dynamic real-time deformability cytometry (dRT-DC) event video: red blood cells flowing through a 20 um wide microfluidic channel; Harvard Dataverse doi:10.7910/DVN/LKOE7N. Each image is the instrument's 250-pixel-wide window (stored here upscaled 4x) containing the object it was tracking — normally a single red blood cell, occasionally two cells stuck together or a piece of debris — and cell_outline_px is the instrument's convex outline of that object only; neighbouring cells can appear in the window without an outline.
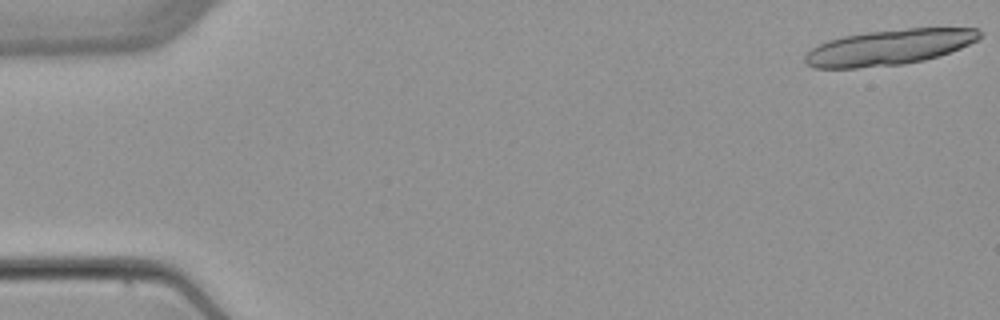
{"species": "common noctule bat (a hibernating species)", "species_latin": "Nyctalus noctula", "temperature_condition": "warm", "stored_images_in_passage": 5, "camera_frame_rate_fps": 3000, "um_per_image_px": 0.085, "animal": {"sex": "female", "body_mass_g": 22.7, "forearm_length_mm": 54.2}, "frame": {"image": 1, "passage_image": 1, "time_ms": 0.0, "image_size_px": [1000, 320], "cell_outline_px": [[984, 36], [960, 48], [940, 56], [924, 60], [904, 64], [856, 68], [812, 68], [804, 64], [804, 56], [812, 48], [828, 40], [844, 36], [868, 32], [908, 28], [976, 28], [984, 32]], "centroid_in_image_um": [75.59, 4.02], "position_along_channel_um": 9.4, "area_um2": 36.24}}
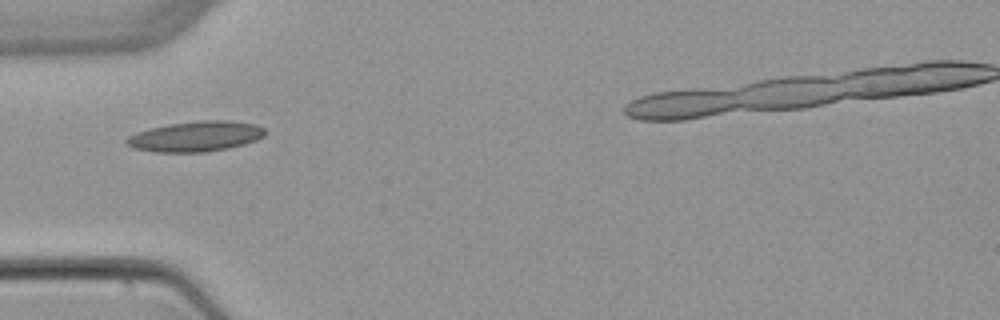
{"frame": {"image": 2, "passage_image": 5, "time_ms": 5.667, "image_size_px": [1000, 320], "cell_outline_px": [[264, 136], [256, 140], [244, 144], [228, 148], [208, 152], [156, 152], [136, 148], [128, 144], [124, 140], [128, 136], [136, 132], [168, 124], [200, 120], [228, 120], [256, 124], [264, 128]], "centroid_in_image_um": [16.65, 11.59], "position_along_channel_um": 68.3, "area_um2": 24.39}}